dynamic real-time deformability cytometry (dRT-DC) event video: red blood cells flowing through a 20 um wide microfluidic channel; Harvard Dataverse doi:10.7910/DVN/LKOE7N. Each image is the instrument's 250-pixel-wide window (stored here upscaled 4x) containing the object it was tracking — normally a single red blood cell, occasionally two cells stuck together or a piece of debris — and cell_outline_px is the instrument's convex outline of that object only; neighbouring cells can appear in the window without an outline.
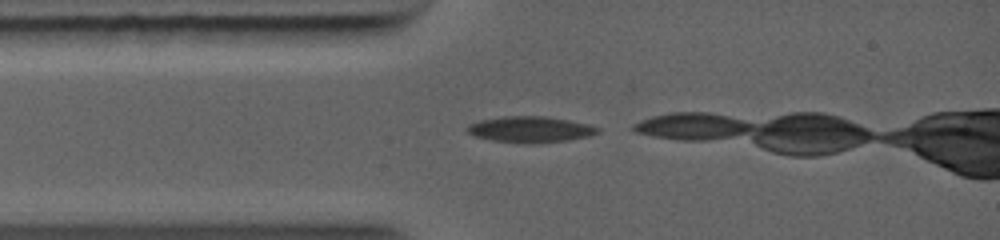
{"species": "common noctule bat (a hibernating species)", "species_latin": "Nyctalus noctula", "temperature_condition": "warm", "stored_images_in_passage": 9, "camera_frame_rate_fps": 5000, "um_per_image_px": 0.085, "animal": {"sex": "female", "body_mass_g": 19.0, "forearm_length_mm": 56.7}, "frame": {"image": 1, "passage_image": 1, "time_ms": 0.0, "image_size_px": [1000, 240], "cell_outline_px": [[600, 132], [588, 136], [568, 140], [532, 144], [524, 144], [492, 140], [476, 136], [468, 132], [464, 128], [468, 124], [480, 120], [500, 116], [544, 116], [568, 120], [588, 124], [600, 128]], "centroid_in_image_um": [45.05, 11.0], "position_along_channel_um": 40.0, "area_um2": 19.94}}
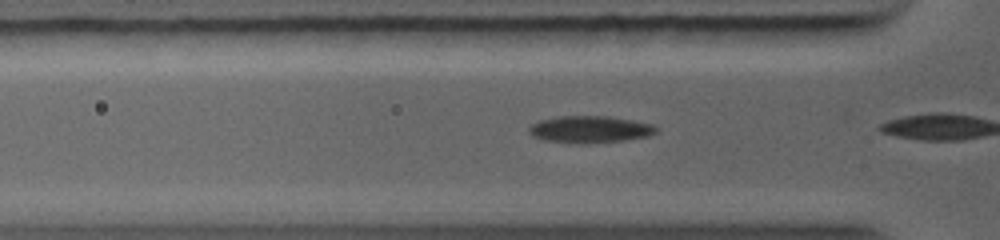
{"frame": {"image": 2, "passage_image": 4, "time_ms": 0.8, "image_size_px": [1000, 240], "cell_outline_px": [[656, 132], [648, 136], [624, 140], [588, 144], [580, 144], [544, 140], [532, 136], [528, 132], [528, 128], [532, 124], [540, 120], [560, 116], [608, 116], [632, 120], [652, 124], [656, 128]], "centroid_in_image_um": [50.11, 11.0], "position_along_channel_um": 75.7, "area_um2": 20.0}}
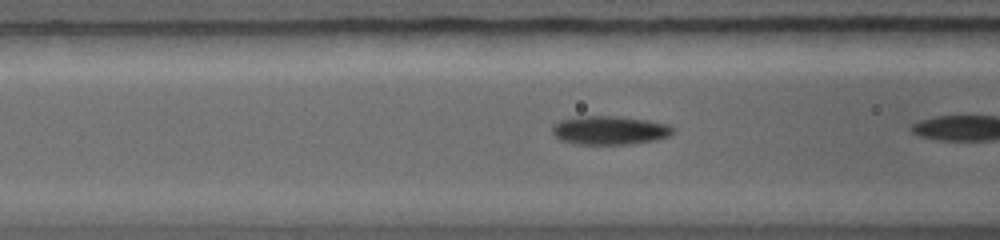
{"frame": {"image": 3, "passage_image": 8, "time_ms": 1.6, "image_size_px": [1000, 240], "cell_outline_px": [[676, 132], [668, 136], [656, 140], [628, 144], [576, 144], [560, 140], [552, 132], [552, 128], [560, 120], [580, 116], [620, 116], [648, 120], [668, 124], [676, 128]], "centroid_in_image_um": [51.87, 11.07], "position_along_channel_um": 114.7, "area_um2": 20.29}}